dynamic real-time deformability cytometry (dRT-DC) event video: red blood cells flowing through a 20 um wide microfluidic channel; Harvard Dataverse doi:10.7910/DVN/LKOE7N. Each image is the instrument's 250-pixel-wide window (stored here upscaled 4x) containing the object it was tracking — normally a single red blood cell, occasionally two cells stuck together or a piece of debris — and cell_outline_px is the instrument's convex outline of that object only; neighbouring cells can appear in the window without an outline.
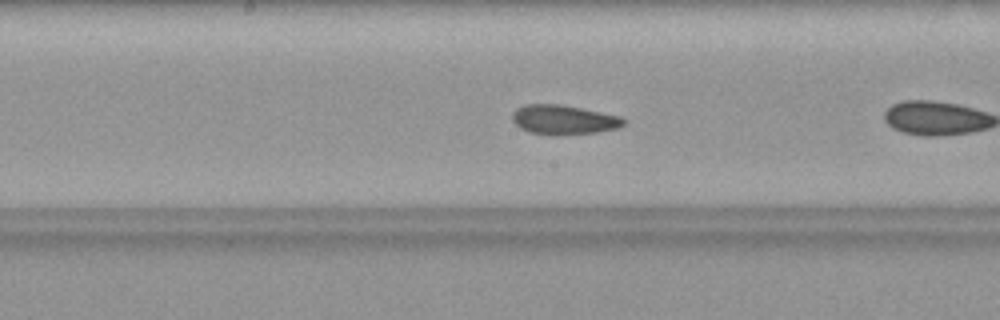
{"species": "common noctule bat (a hibernating species)", "species_latin": "Nyctalus noctula", "temperature_condition": "warm", "stored_images_in_passage": 22, "camera_frame_rate_fps": 3000, "um_per_image_px": 0.085, "animal": {"sex": "female", "body_mass_g": 19.9}, "frame": {"image": 1, "passage_image": 10, "time_ms": 3.0, "image_size_px": [1000, 320], "cell_outline_px": [[628, 120], [624, 124], [616, 128], [596, 132], [528, 132], [520, 128], [512, 120], [512, 112], [516, 108], [524, 104], [560, 104], [620, 116]], "centroid_in_image_um": [47.89, 10.12], "position_along_channel_um": 200.3, "area_um2": 18.26}}